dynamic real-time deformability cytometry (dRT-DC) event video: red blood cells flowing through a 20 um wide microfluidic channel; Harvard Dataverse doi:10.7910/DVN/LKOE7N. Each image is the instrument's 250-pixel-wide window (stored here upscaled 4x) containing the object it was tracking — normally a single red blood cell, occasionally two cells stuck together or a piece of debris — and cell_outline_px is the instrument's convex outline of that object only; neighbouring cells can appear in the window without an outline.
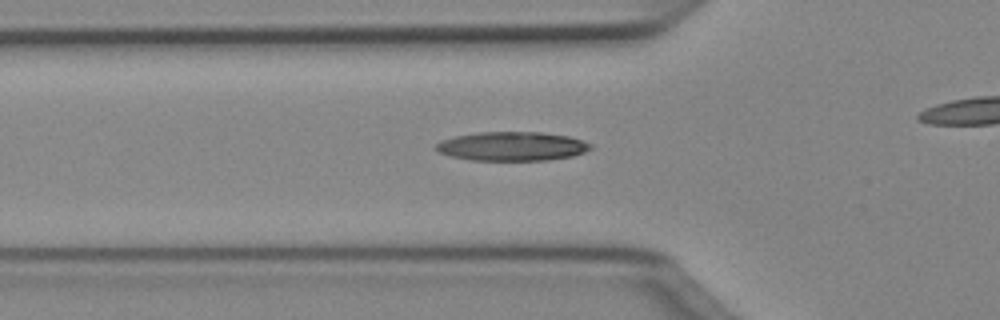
{"species": "Egyptian fruit bat (a non-hibernating species)", "species_latin": "Rousettus aegyptiacus", "temperature_condition": "cold", "stored_images_in_passage": 31, "camera_frame_rate_fps": 3000, "um_per_image_px": 0.085, "animal": {"sex": "female"}, "frame": {"image": 1, "passage_image": 7, "time_ms": 2.0, "image_size_px": [1000, 320], "cell_outline_px": [[592, 148], [584, 152], [572, 156], [548, 160], [472, 160], [452, 156], [440, 152], [432, 148], [440, 140], [456, 136], [480, 132], [540, 132], [568, 136], [592, 144]], "centroid_in_image_um": [43.51, 12.43], "position_along_channel_um": 82.3, "area_um2": 26.01}}
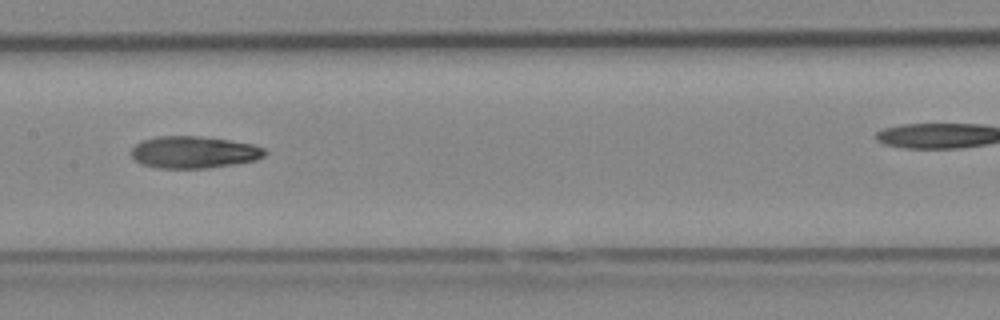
{"frame": {"image": 2, "passage_image": 15, "time_ms": 4.667, "image_size_px": [1000, 320], "cell_outline_px": [[268, 152], [264, 156], [256, 160], [208, 168], [156, 168], [140, 164], [132, 156], [132, 148], [140, 140], [156, 136], [200, 136], [228, 140], [252, 144], [264, 148]], "centroid_in_image_um": [16.46, 12.93], "position_along_channel_um": 190.9, "area_um2": 24.97}}
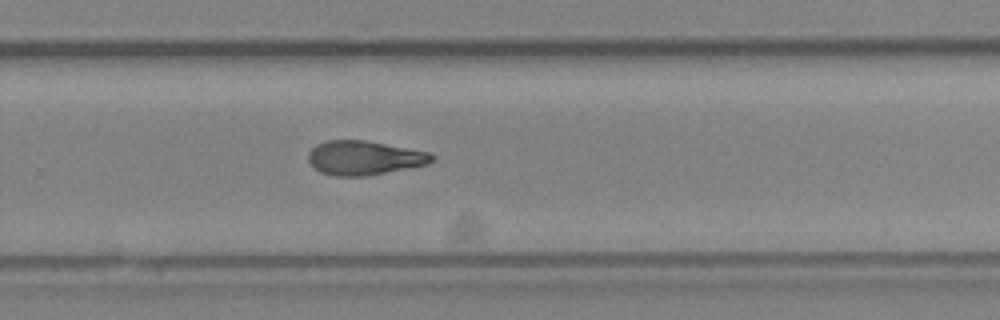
{"frame": {"image": 3, "passage_image": 23, "time_ms": 7.333, "image_size_px": [1000, 320], "cell_outline_px": [[436, 160], [428, 164], [412, 168], [364, 176], [336, 176], [320, 172], [308, 160], [308, 152], [316, 144], [328, 140], [364, 140], [428, 152], [436, 156]], "centroid_in_image_um": [30.99, 13.42], "position_along_channel_um": 298.8, "area_um2": 24.62}}